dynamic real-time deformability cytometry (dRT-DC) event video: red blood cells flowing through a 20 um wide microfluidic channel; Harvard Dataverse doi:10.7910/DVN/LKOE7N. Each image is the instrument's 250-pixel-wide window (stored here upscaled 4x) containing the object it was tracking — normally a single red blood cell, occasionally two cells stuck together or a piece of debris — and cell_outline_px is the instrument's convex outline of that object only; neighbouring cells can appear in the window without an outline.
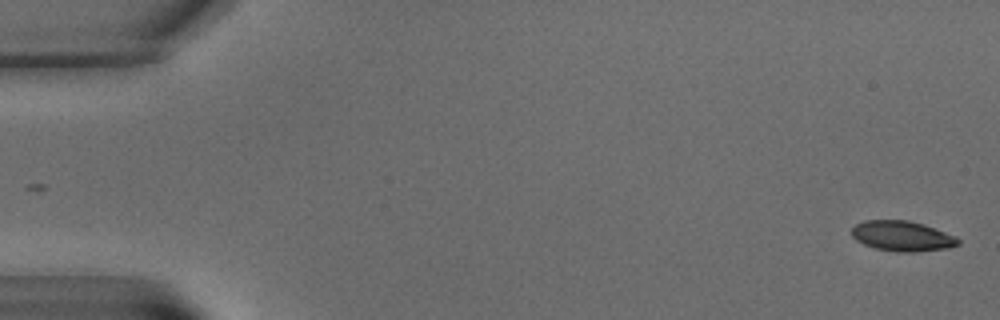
{"species": "common noctule bat (a hibernating species)", "species_latin": "Nyctalus noctula", "temperature_condition": "warm", "stored_images_in_passage": 7, "camera_frame_rate_fps": 3000, "um_per_image_px": 0.085, "animal": {"sex": "male", "body_mass_g": 15.6}, "frame": {"image": 1, "passage_image": 1, "time_ms": 0.0, "image_size_px": [1000, 320], "cell_outline_px": [[960, 244], [948, 248], [912, 252], [896, 252], [876, 248], [864, 244], [856, 240], [852, 236], [852, 228], [856, 224], [864, 220], [908, 220], [924, 224], [956, 236], [960, 240]], "centroid_in_image_um": [76.7, 20.06], "position_along_channel_um": 8.3, "area_um2": 18.79}}
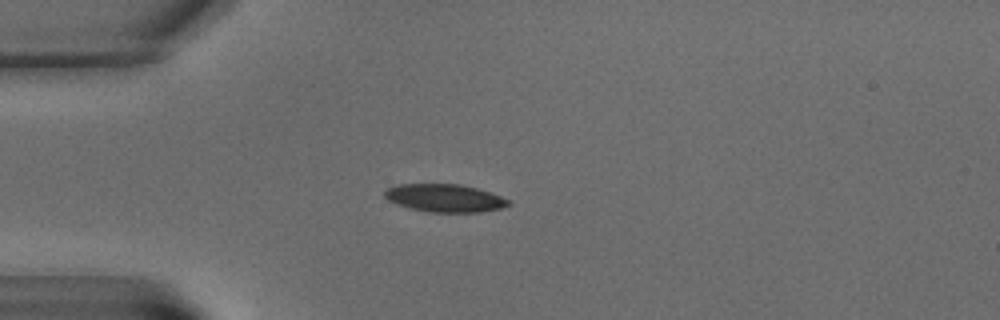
{"frame": {"image": 2, "passage_image": 5, "time_ms": 6.0, "image_size_px": [1000, 320], "cell_outline_px": [[512, 204], [500, 208], [480, 212], [428, 212], [412, 208], [388, 200], [384, 196], [384, 192], [388, 188], [396, 184], [460, 184], [476, 188], [500, 196], [508, 200]], "centroid_in_image_um": [37.8, 16.83], "position_along_channel_um": 47.2, "area_um2": 19.83}}
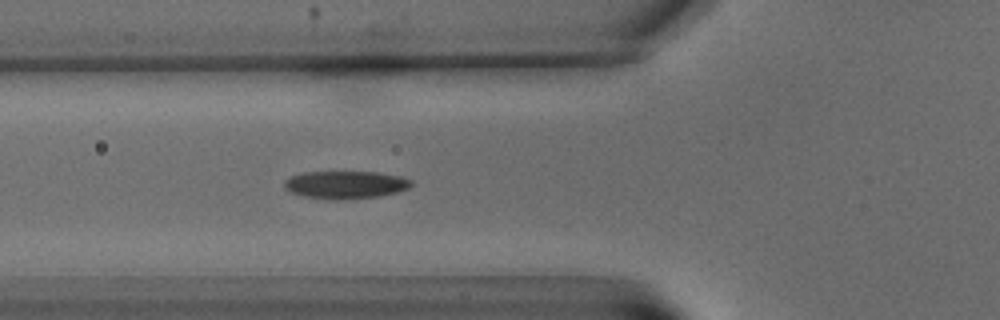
{"frame": {"image": 3, "passage_image": 7, "time_ms": 8.333, "image_size_px": [1000, 320], "cell_outline_px": [[412, 184], [408, 188], [396, 192], [380, 196], [304, 196], [288, 192], [284, 188], [284, 180], [292, 176], [304, 172], [376, 172], [400, 176], [412, 180]], "centroid_in_image_um": [29.37, 15.64], "position_along_channel_um": 96.4, "area_um2": 19.36}}